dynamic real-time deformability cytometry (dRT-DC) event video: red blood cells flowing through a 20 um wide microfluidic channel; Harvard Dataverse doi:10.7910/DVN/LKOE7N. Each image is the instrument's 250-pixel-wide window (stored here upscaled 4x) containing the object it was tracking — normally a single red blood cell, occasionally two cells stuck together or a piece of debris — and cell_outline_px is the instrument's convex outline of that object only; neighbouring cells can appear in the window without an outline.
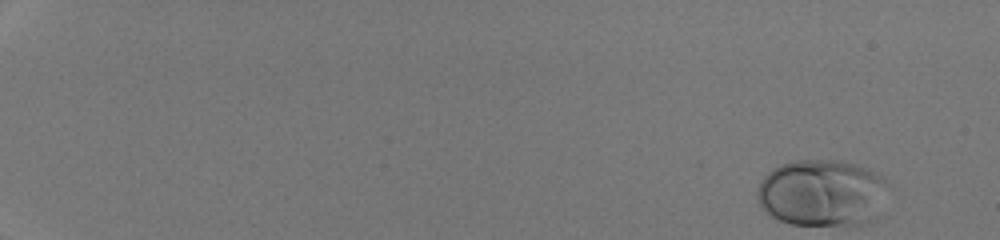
{"species": "human", "species_latin": "Homo sapiens", "temperature_condition": "room temperature", "stored_images_in_passage": 49, "camera_frame_rate_fps": 3000, "um_per_image_px": 0.085, "donor": {"sex": "male"}, "frame": {"image": 1, "passage_image": 1, "time_ms": 0.0, "image_size_px": [1000, 240], "cell_outline_px": [[892, 184], [872, 220], [860, 224], [792, 224], [780, 220], [772, 216], [760, 204], [756, 196], [756, 192], [760, 180], [772, 168], [780, 164], [792, 160], [840, 160], [856, 164], [868, 168], [884, 176]], "centroid_in_image_um": [69.89, 16.35], "position_along_channel_um": 15.1, "area_um2": 51.33}}
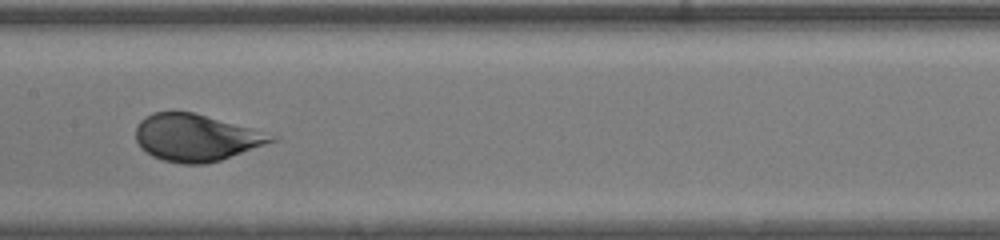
{"frame": {"image": 2, "passage_image": 28, "time_ms": 9.0, "image_size_px": [1000, 240], "cell_outline_px": [[280, 140], [220, 160], [204, 164], [184, 164], [164, 160], [152, 156], [140, 148], [136, 140], [136, 128], [140, 120], [144, 116], [152, 112], [192, 112], [280, 136]], "centroid_in_image_um": [16.67, 11.7], "position_along_channel_um": 190.7, "area_um2": 37.11}}
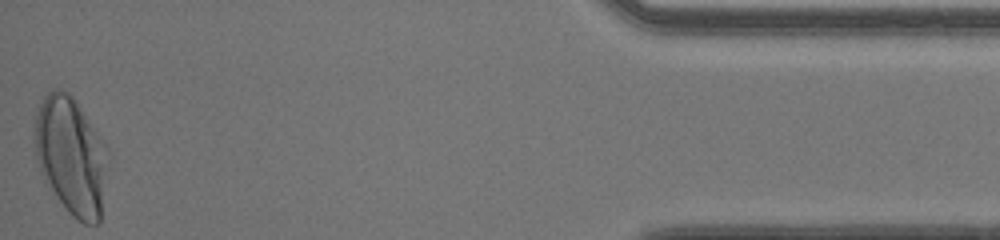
{"frame": {"image": 3, "passage_image": 49, "time_ms": 16.0, "image_size_px": [1000, 240], "cell_outline_px": [[100, 224], [84, 224], [72, 216], [56, 196], [44, 180], [40, 172], [36, 156], [36, 116], [40, 104], [44, 96], [52, 88], [60, 88], [68, 92], [72, 96], [92, 128], [100, 144]], "centroid_in_image_um": [5.88, 13.22], "position_along_channel_um": 429.3, "area_um2": 46.47}, "authors_computed_cell_mechanics": {"area_um2": 40.2288, "velocity_mm_per_s": 4.3048, "shape_relaxation_time_tau1_ms": 2.6099, "shape_relaxation_time_tau2_ms": null, "deformation_change_tau1": 0.1828, "deformation_change_tau2": null}}